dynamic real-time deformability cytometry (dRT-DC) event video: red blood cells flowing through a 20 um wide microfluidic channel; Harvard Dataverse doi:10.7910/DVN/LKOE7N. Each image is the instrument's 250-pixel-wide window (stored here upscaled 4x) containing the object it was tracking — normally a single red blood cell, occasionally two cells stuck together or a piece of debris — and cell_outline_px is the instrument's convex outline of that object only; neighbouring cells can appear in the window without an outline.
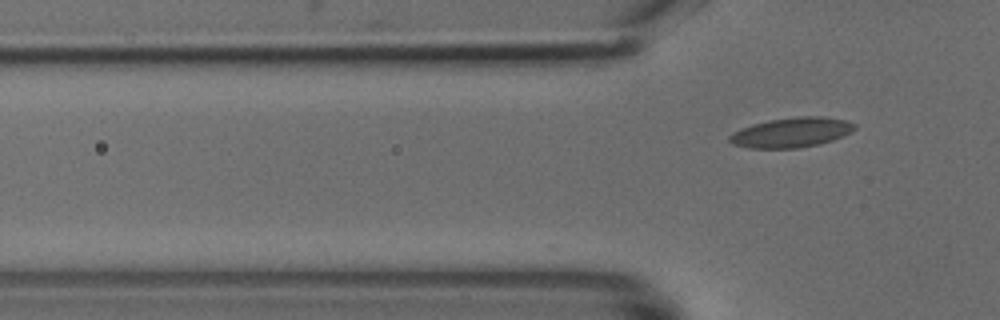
{"species": "common noctule bat (a hibernating species)", "species_latin": "Nyctalus noctula", "temperature_condition": "cold", "stored_images_in_passage": 2, "camera_frame_rate_fps": 3000, "um_per_image_px": 0.085, "animal": {"sex": "male", "body_mass_g": 18.8}, "frame": {"image": 1, "passage_image": 2, "time_ms": 0.333, "image_size_px": [1000, 320], "cell_outline_px": [[856, 128], [852, 132], [844, 136], [820, 144], [796, 148], [748, 148], [732, 144], [728, 140], [728, 136], [732, 132], [740, 128], [752, 124], [768, 120], [796, 116], [824, 116], [844, 120], [856, 124]], "centroid_in_image_um": [67.26, 11.25], "position_along_channel_um": 58.5, "area_um2": 22.02}}